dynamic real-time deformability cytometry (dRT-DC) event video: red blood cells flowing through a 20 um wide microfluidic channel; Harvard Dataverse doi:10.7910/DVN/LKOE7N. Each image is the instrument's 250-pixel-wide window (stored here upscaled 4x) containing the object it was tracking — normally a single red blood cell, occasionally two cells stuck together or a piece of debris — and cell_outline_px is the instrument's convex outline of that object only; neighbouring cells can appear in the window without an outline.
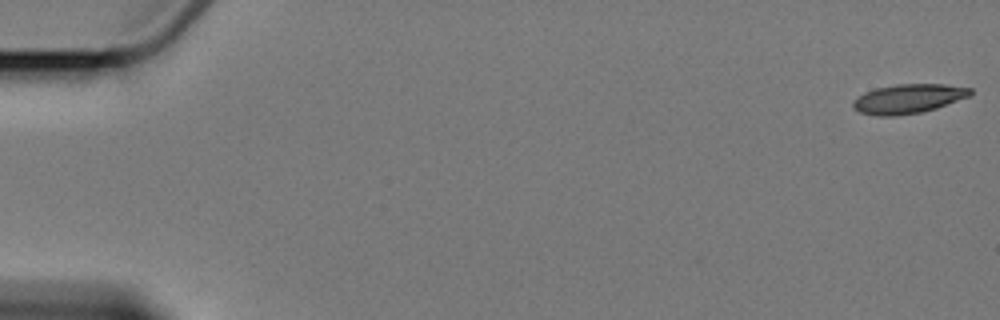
{"species": "Egyptian fruit bat (a non-hibernating species)", "species_latin": "Rousettus aegyptiacus", "temperature_condition": "cold", "stored_images_in_passage": 4, "camera_frame_rate_fps": 3000, "um_per_image_px": 0.085, "animal": {"sex": "female"}, "frame": {"image": 1, "passage_image": 1, "time_ms": 0.0, "image_size_px": [1000, 320], "cell_outline_px": [[972, 92], [968, 96], [936, 108], [920, 112], [896, 116], [876, 116], [860, 112], [852, 108], [852, 104], [864, 92], [876, 88], [896, 84], [944, 84], [972, 88]], "centroid_in_image_um": [77.18, 8.39], "position_along_channel_um": 7.8, "area_um2": 19.83}}